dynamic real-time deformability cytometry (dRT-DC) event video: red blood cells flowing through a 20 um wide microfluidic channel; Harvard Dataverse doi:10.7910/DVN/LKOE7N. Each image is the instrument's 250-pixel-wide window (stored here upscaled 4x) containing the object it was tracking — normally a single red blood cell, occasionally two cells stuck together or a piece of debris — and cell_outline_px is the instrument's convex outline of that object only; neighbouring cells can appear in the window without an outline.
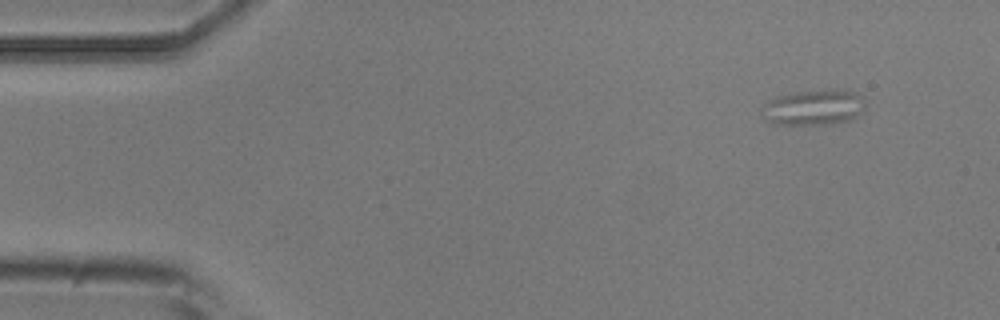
{"species": "common noctule bat (a hibernating species)", "species_latin": "Nyctalus noctula", "temperature_condition": "room temperature", "stored_images_in_passage": 5, "camera_frame_rate_fps": 3000, "um_per_image_px": 0.085, "animal": {"sex": "male", "body_mass_g": 20.5, "forearm_length_mm": 52.5}, "frame": {"image": 1, "passage_image": 1, "time_ms": 0.0, "image_size_px": [1000, 320], "cell_outline_px": [[864, 108], [856, 116], [848, 120], [832, 124], [772, 124], [760, 116], [760, 108], [768, 100], [776, 96], [796, 92], [832, 88], [844, 88], [856, 92], [864, 100]], "centroid_in_image_um": [69.12, 9.11], "position_along_channel_um": 15.9, "area_um2": 21.91}}
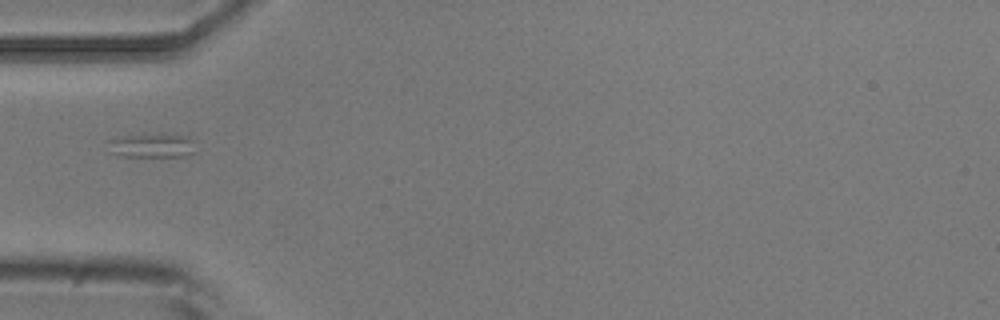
{"frame": {"image": 2, "passage_image": 4, "time_ms": 4.333, "image_size_px": [1000, 320], "cell_outline_px": [[196, 152], [184, 156], [120, 156], [108, 152], [108, 140], [120, 136], [140, 132], [160, 132], [188, 136], [192, 140]], "centroid_in_image_um": [12.87, 12.32], "position_along_channel_um": 72.1, "area_um2": 13.12}}